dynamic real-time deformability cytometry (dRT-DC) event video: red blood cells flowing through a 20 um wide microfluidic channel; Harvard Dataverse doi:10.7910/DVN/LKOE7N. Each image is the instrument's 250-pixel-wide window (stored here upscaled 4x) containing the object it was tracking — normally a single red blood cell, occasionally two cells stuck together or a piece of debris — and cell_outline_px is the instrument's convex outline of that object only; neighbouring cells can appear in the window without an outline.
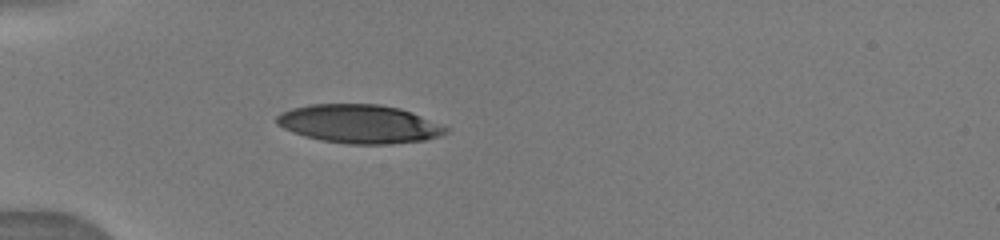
{"species": "human", "species_latin": "Homo sapiens", "temperature_condition": "warm", "stored_images_in_passage": 5, "camera_frame_rate_fps": 3000, "um_per_image_px": 0.085, "donor": {"sex": "male"}, "frame": {"image": 1, "passage_image": 3, "time_ms": 1.333, "image_size_px": [1000, 240], "cell_outline_px": [[448, 132], [440, 136], [424, 140], [392, 144], [348, 144], [320, 140], [304, 136], [292, 132], [276, 124], [276, 116], [280, 112], [292, 108], [312, 104], [380, 104], [400, 108], [440, 124], [448, 128]], "centroid_in_image_um": [30.51, 10.53], "position_along_channel_um": 54.5, "area_um2": 38.03}}
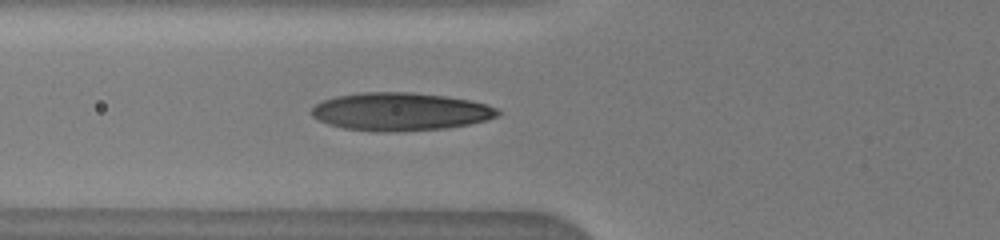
{"frame": {"image": 2, "passage_image": 5, "time_ms": 2.667, "image_size_px": [1000, 240], "cell_outline_px": [[500, 112], [496, 116], [484, 120], [468, 124], [448, 128], [392, 132], [380, 132], [344, 128], [328, 124], [312, 116], [308, 112], [316, 104], [324, 100], [336, 96], [360, 92], [412, 92], [448, 96], [472, 100], [496, 108]], "centroid_in_image_um": [34.0, 9.48], "position_along_channel_um": 91.8, "area_um2": 41.27}}